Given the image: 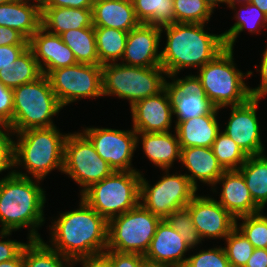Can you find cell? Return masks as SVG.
<instances>
[{
  "instance_id": "cell-1",
  "label": "cell",
  "mask_w": 267,
  "mask_h": 267,
  "mask_svg": "<svg viewBox=\"0 0 267 267\" xmlns=\"http://www.w3.org/2000/svg\"><path fill=\"white\" fill-rule=\"evenodd\" d=\"M77 210L60 214L51 226L52 249L73 260L103 255L108 243V221L82 198Z\"/></svg>"
},
{
  "instance_id": "cell-2",
  "label": "cell",
  "mask_w": 267,
  "mask_h": 267,
  "mask_svg": "<svg viewBox=\"0 0 267 267\" xmlns=\"http://www.w3.org/2000/svg\"><path fill=\"white\" fill-rule=\"evenodd\" d=\"M31 177L19 176L11 170L0 179V237L13 230L30 227L29 240H39L37 232L45 221L43 215L45 191Z\"/></svg>"
},
{
  "instance_id": "cell-3",
  "label": "cell",
  "mask_w": 267,
  "mask_h": 267,
  "mask_svg": "<svg viewBox=\"0 0 267 267\" xmlns=\"http://www.w3.org/2000/svg\"><path fill=\"white\" fill-rule=\"evenodd\" d=\"M205 24L173 23L161 27L166 31L167 42L161 51V67L166 77L175 78L186 67H203L224 48L222 34H209Z\"/></svg>"
},
{
  "instance_id": "cell-4",
  "label": "cell",
  "mask_w": 267,
  "mask_h": 267,
  "mask_svg": "<svg viewBox=\"0 0 267 267\" xmlns=\"http://www.w3.org/2000/svg\"><path fill=\"white\" fill-rule=\"evenodd\" d=\"M233 60V49L225 47L198 69L199 75H188L185 78H189L218 109L242 105L251 98L250 87L243 80L253 72H241Z\"/></svg>"
},
{
  "instance_id": "cell-5",
  "label": "cell",
  "mask_w": 267,
  "mask_h": 267,
  "mask_svg": "<svg viewBox=\"0 0 267 267\" xmlns=\"http://www.w3.org/2000/svg\"><path fill=\"white\" fill-rule=\"evenodd\" d=\"M56 126L49 128H31L17 133L14 141V167L24 166L26 174L13 170L23 177L32 175L36 182L44 180L55 168L63 172L64 143L67 134L62 135Z\"/></svg>"
},
{
  "instance_id": "cell-6",
  "label": "cell",
  "mask_w": 267,
  "mask_h": 267,
  "mask_svg": "<svg viewBox=\"0 0 267 267\" xmlns=\"http://www.w3.org/2000/svg\"><path fill=\"white\" fill-rule=\"evenodd\" d=\"M13 119L9 124L14 134L31 128L55 126L51 120L63 108L51 88L47 75L13 88Z\"/></svg>"
},
{
  "instance_id": "cell-7",
  "label": "cell",
  "mask_w": 267,
  "mask_h": 267,
  "mask_svg": "<svg viewBox=\"0 0 267 267\" xmlns=\"http://www.w3.org/2000/svg\"><path fill=\"white\" fill-rule=\"evenodd\" d=\"M165 70L161 66L134 67L122 63L102 65V94L116 95L129 100L130 107L137 101L161 92L166 86Z\"/></svg>"
},
{
  "instance_id": "cell-8",
  "label": "cell",
  "mask_w": 267,
  "mask_h": 267,
  "mask_svg": "<svg viewBox=\"0 0 267 267\" xmlns=\"http://www.w3.org/2000/svg\"><path fill=\"white\" fill-rule=\"evenodd\" d=\"M141 175L139 171H114L86 189L81 198L109 221L139 204Z\"/></svg>"
},
{
  "instance_id": "cell-9",
  "label": "cell",
  "mask_w": 267,
  "mask_h": 267,
  "mask_svg": "<svg viewBox=\"0 0 267 267\" xmlns=\"http://www.w3.org/2000/svg\"><path fill=\"white\" fill-rule=\"evenodd\" d=\"M161 218L140 203L108 221L106 250L145 255Z\"/></svg>"
},
{
  "instance_id": "cell-10",
  "label": "cell",
  "mask_w": 267,
  "mask_h": 267,
  "mask_svg": "<svg viewBox=\"0 0 267 267\" xmlns=\"http://www.w3.org/2000/svg\"><path fill=\"white\" fill-rule=\"evenodd\" d=\"M113 172V168L97 154L93 144L83 133L67 134L63 173L83 187L81 194Z\"/></svg>"
},
{
  "instance_id": "cell-11",
  "label": "cell",
  "mask_w": 267,
  "mask_h": 267,
  "mask_svg": "<svg viewBox=\"0 0 267 267\" xmlns=\"http://www.w3.org/2000/svg\"><path fill=\"white\" fill-rule=\"evenodd\" d=\"M164 175L156 184L149 185L144 176L140 179L139 203L154 215L166 219L173 211L186 208L197 189L184 174ZM142 200V201H141Z\"/></svg>"
},
{
  "instance_id": "cell-12",
  "label": "cell",
  "mask_w": 267,
  "mask_h": 267,
  "mask_svg": "<svg viewBox=\"0 0 267 267\" xmlns=\"http://www.w3.org/2000/svg\"><path fill=\"white\" fill-rule=\"evenodd\" d=\"M47 77L62 107L81 98L103 96L102 65L77 63L55 69Z\"/></svg>"
},
{
  "instance_id": "cell-13",
  "label": "cell",
  "mask_w": 267,
  "mask_h": 267,
  "mask_svg": "<svg viewBox=\"0 0 267 267\" xmlns=\"http://www.w3.org/2000/svg\"><path fill=\"white\" fill-rule=\"evenodd\" d=\"M83 134L93 144L97 154L108 162L114 171H136L131 167L133 153L137 147V133L134 130L87 127Z\"/></svg>"
},
{
  "instance_id": "cell-14",
  "label": "cell",
  "mask_w": 267,
  "mask_h": 267,
  "mask_svg": "<svg viewBox=\"0 0 267 267\" xmlns=\"http://www.w3.org/2000/svg\"><path fill=\"white\" fill-rule=\"evenodd\" d=\"M258 99L250 98L246 103L231 106V115L224 132L248 156L264 154L257 118Z\"/></svg>"
},
{
  "instance_id": "cell-15",
  "label": "cell",
  "mask_w": 267,
  "mask_h": 267,
  "mask_svg": "<svg viewBox=\"0 0 267 267\" xmlns=\"http://www.w3.org/2000/svg\"><path fill=\"white\" fill-rule=\"evenodd\" d=\"M133 130L136 133L169 132L172 123V100L166 86L156 95L141 99L131 107Z\"/></svg>"
},
{
  "instance_id": "cell-16",
  "label": "cell",
  "mask_w": 267,
  "mask_h": 267,
  "mask_svg": "<svg viewBox=\"0 0 267 267\" xmlns=\"http://www.w3.org/2000/svg\"><path fill=\"white\" fill-rule=\"evenodd\" d=\"M202 240L226 238L236 227V219L214 198L195 195L186 206Z\"/></svg>"
},
{
  "instance_id": "cell-17",
  "label": "cell",
  "mask_w": 267,
  "mask_h": 267,
  "mask_svg": "<svg viewBox=\"0 0 267 267\" xmlns=\"http://www.w3.org/2000/svg\"><path fill=\"white\" fill-rule=\"evenodd\" d=\"M161 33V27L145 23L130 30L122 64L134 67L161 66V52H158Z\"/></svg>"
},
{
  "instance_id": "cell-18",
  "label": "cell",
  "mask_w": 267,
  "mask_h": 267,
  "mask_svg": "<svg viewBox=\"0 0 267 267\" xmlns=\"http://www.w3.org/2000/svg\"><path fill=\"white\" fill-rule=\"evenodd\" d=\"M28 47L32 50L44 75L55 69L77 64L72 50L62 41L60 35L52 34L43 27L31 36Z\"/></svg>"
},
{
  "instance_id": "cell-19",
  "label": "cell",
  "mask_w": 267,
  "mask_h": 267,
  "mask_svg": "<svg viewBox=\"0 0 267 267\" xmlns=\"http://www.w3.org/2000/svg\"><path fill=\"white\" fill-rule=\"evenodd\" d=\"M188 250L191 249L180 234L166 219H161L144 258L151 263L184 267Z\"/></svg>"
},
{
  "instance_id": "cell-20",
  "label": "cell",
  "mask_w": 267,
  "mask_h": 267,
  "mask_svg": "<svg viewBox=\"0 0 267 267\" xmlns=\"http://www.w3.org/2000/svg\"><path fill=\"white\" fill-rule=\"evenodd\" d=\"M168 82L173 114L176 121L192 119L201 115L210 114L216 107L207 96L189 79H172Z\"/></svg>"
},
{
  "instance_id": "cell-21",
  "label": "cell",
  "mask_w": 267,
  "mask_h": 267,
  "mask_svg": "<svg viewBox=\"0 0 267 267\" xmlns=\"http://www.w3.org/2000/svg\"><path fill=\"white\" fill-rule=\"evenodd\" d=\"M219 182H222L223 188L218 202L235 219L261 210L252 199L245 179L238 169L225 170L215 185Z\"/></svg>"
},
{
  "instance_id": "cell-22",
  "label": "cell",
  "mask_w": 267,
  "mask_h": 267,
  "mask_svg": "<svg viewBox=\"0 0 267 267\" xmlns=\"http://www.w3.org/2000/svg\"><path fill=\"white\" fill-rule=\"evenodd\" d=\"M219 109L215 108L210 114L201 115L192 119L175 121L180 148L212 147L220 127L218 123Z\"/></svg>"
},
{
  "instance_id": "cell-23",
  "label": "cell",
  "mask_w": 267,
  "mask_h": 267,
  "mask_svg": "<svg viewBox=\"0 0 267 267\" xmlns=\"http://www.w3.org/2000/svg\"><path fill=\"white\" fill-rule=\"evenodd\" d=\"M180 162L191 173L185 174L192 185L197 188V180L215 186L218 178L224 173L211 147L181 148Z\"/></svg>"
},
{
  "instance_id": "cell-24",
  "label": "cell",
  "mask_w": 267,
  "mask_h": 267,
  "mask_svg": "<svg viewBox=\"0 0 267 267\" xmlns=\"http://www.w3.org/2000/svg\"><path fill=\"white\" fill-rule=\"evenodd\" d=\"M36 2L31 5L30 0H12L0 4V26L15 29L29 40L41 27V0Z\"/></svg>"
},
{
  "instance_id": "cell-25",
  "label": "cell",
  "mask_w": 267,
  "mask_h": 267,
  "mask_svg": "<svg viewBox=\"0 0 267 267\" xmlns=\"http://www.w3.org/2000/svg\"><path fill=\"white\" fill-rule=\"evenodd\" d=\"M92 17L94 27L115 28L126 32L140 24L132 0H95Z\"/></svg>"
},
{
  "instance_id": "cell-26",
  "label": "cell",
  "mask_w": 267,
  "mask_h": 267,
  "mask_svg": "<svg viewBox=\"0 0 267 267\" xmlns=\"http://www.w3.org/2000/svg\"><path fill=\"white\" fill-rule=\"evenodd\" d=\"M141 135V136H140ZM142 138V147L146 157L163 171L171 168L175 160L180 161L181 148L177 133H137Z\"/></svg>"
},
{
  "instance_id": "cell-27",
  "label": "cell",
  "mask_w": 267,
  "mask_h": 267,
  "mask_svg": "<svg viewBox=\"0 0 267 267\" xmlns=\"http://www.w3.org/2000/svg\"><path fill=\"white\" fill-rule=\"evenodd\" d=\"M41 27L60 35L71 29L93 26L92 8L41 7Z\"/></svg>"
},
{
  "instance_id": "cell-28",
  "label": "cell",
  "mask_w": 267,
  "mask_h": 267,
  "mask_svg": "<svg viewBox=\"0 0 267 267\" xmlns=\"http://www.w3.org/2000/svg\"><path fill=\"white\" fill-rule=\"evenodd\" d=\"M43 75L32 50L27 47L15 62L0 70V82L9 88L37 80Z\"/></svg>"
},
{
  "instance_id": "cell-29",
  "label": "cell",
  "mask_w": 267,
  "mask_h": 267,
  "mask_svg": "<svg viewBox=\"0 0 267 267\" xmlns=\"http://www.w3.org/2000/svg\"><path fill=\"white\" fill-rule=\"evenodd\" d=\"M238 170L243 175L255 204L263 209L267 204V156H248Z\"/></svg>"
},
{
  "instance_id": "cell-30",
  "label": "cell",
  "mask_w": 267,
  "mask_h": 267,
  "mask_svg": "<svg viewBox=\"0 0 267 267\" xmlns=\"http://www.w3.org/2000/svg\"><path fill=\"white\" fill-rule=\"evenodd\" d=\"M62 41L72 50L77 63L100 65L94 26L71 29L60 34Z\"/></svg>"
},
{
  "instance_id": "cell-31",
  "label": "cell",
  "mask_w": 267,
  "mask_h": 267,
  "mask_svg": "<svg viewBox=\"0 0 267 267\" xmlns=\"http://www.w3.org/2000/svg\"><path fill=\"white\" fill-rule=\"evenodd\" d=\"M94 30L100 65L122 59L128 32L106 27H94Z\"/></svg>"
},
{
  "instance_id": "cell-32",
  "label": "cell",
  "mask_w": 267,
  "mask_h": 267,
  "mask_svg": "<svg viewBox=\"0 0 267 267\" xmlns=\"http://www.w3.org/2000/svg\"><path fill=\"white\" fill-rule=\"evenodd\" d=\"M73 263V259L61 255L43 239L28 240L24 246V267H73Z\"/></svg>"
},
{
  "instance_id": "cell-33",
  "label": "cell",
  "mask_w": 267,
  "mask_h": 267,
  "mask_svg": "<svg viewBox=\"0 0 267 267\" xmlns=\"http://www.w3.org/2000/svg\"><path fill=\"white\" fill-rule=\"evenodd\" d=\"M239 10V13H237L235 17L237 22H235V24L231 26L228 31L221 33L226 48H234L233 46L235 40L237 39L239 33H241L244 29L248 28L249 32H258V34L261 28L266 26L267 29V15L254 4L251 2L243 4V7H241Z\"/></svg>"
},
{
  "instance_id": "cell-34",
  "label": "cell",
  "mask_w": 267,
  "mask_h": 267,
  "mask_svg": "<svg viewBox=\"0 0 267 267\" xmlns=\"http://www.w3.org/2000/svg\"><path fill=\"white\" fill-rule=\"evenodd\" d=\"M140 23L165 26L175 23L173 0H132Z\"/></svg>"
},
{
  "instance_id": "cell-35",
  "label": "cell",
  "mask_w": 267,
  "mask_h": 267,
  "mask_svg": "<svg viewBox=\"0 0 267 267\" xmlns=\"http://www.w3.org/2000/svg\"><path fill=\"white\" fill-rule=\"evenodd\" d=\"M211 148L224 170H237L248 158V155L222 131L218 133Z\"/></svg>"
},
{
  "instance_id": "cell-36",
  "label": "cell",
  "mask_w": 267,
  "mask_h": 267,
  "mask_svg": "<svg viewBox=\"0 0 267 267\" xmlns=\"http://www.w3.org/2000/svg\"><path fill=\"white\" fill-rule=\"evenodd\" d=\"M175 23L205 24L213 11L202 0H173Z\"/></svg>"
},
{
  "instance_id": "cell-37",
  "label": "cell",
  "mask_w": 267,
  "mask_h": 267,
  "mask_svg": "<svg viewBox=\"0 0 267 267\" xmlns=\"http://www.w3.org/2000/svg\"><path fill=\"white\" fill-rule=\"evenodd\" d=\"M227 247H223L231 267H245L253 254L254 247L235 227L225 238Z\"/></svg>"
},
{
  "instance_id": "cell-38",
  "label": "cell",
  "mask_w": 267,
  "mask_h": 267,
  "mask_svg": "<svg viewBox=\"0 0 267 267\" xmlns=\"http://www.w3.org/2000/svg\"><path fill=\"white\" fill-rule=\"evenodd\" d=\"M261 209L258 213L239 217L242 224L236 219V228L248 239L254 248L267 249V223L266 216L262 215Z\"/></svg>"
},
{
  "instance_id": "cell-39",
  "label": "cell",
  "mask_w": 267,
  "mask_h": 267,
  "mask_svg": "<svg viewBox=\"0 0 267 267\" xmlns=\"http://www.w3.org/2000/svg\"><path fill=\"white\" fill-rule=\"evenodd\" d=\"M166 220L185 240L190 249L201 243L202 238L193 224L191 213L187 208L173 211Z\"/></svg>"
},
{
  "instance_id": "cell-40",
  "label": "cell",
  "mask_w": 267,
  "mask_h": 267,
  "mask_svg": "<svg viewBox=\"0 0 267 267\" xmlns=\"http://www.w3.org/2000/svg\"><path fill=\"white\" fill-rule=\"evenodd\" d=\"M184 267H231L224 248L216 247L200 250L199 253L187 258Z\"/></svg>"
},
{
  "instance_id": "cell-41",
  "label": "cell",
  "mask_w": 267,
  "mask_h": 267,
  "mask_svg": "<svg viewBox=\"0 0 267 267\" xmlns=\"http://www.w3.org/2000/svg\"><path fill=\"white\" fill-rule=\"evenodd\" d=\"M12 133L8 124L0 123V173L14 167V141L10 138Z\"/></svg>"
},
{
  "instance_id": "cell-42",
  "label": "cell",
  "mask_w": 267,
  "mask_h": 267,
  "mask_svg": "<svg viewBox=\"0 0 267 267\" xmlns=\"http://www.w3.org/2000/svg\"><path fill=\"white\" fill-rule=\"evenodd\" d=\"M103 255L109 260L112 267H144V255L138 253H119L105 250Z\"/></svg>"
},
{
  "instance_id": "cell-43",
  "label": "cell",
  "mask_w": 267,
  "mask_h": 267,
  "mask_svg": "<svg viewBox=\"0 0 267 267\" xmlns=\"http://www.w3.org/2000/svg\"><path fill=\"white\" fill-rule=\"evenodd\" d=\"M13 89L0 82V123L10 124L13 119Z\"/></svg>"
},
{
  "instance_id": "cell-44",
  "label": "cell",
  "mask_w": 267,
  "mask_h": 267,
  "mask_svg": "<svg viewBox=\"0 0 267 267\" xmlns=\"http://www.w3.org/2000/svg\"><path fill=\"white\" fill-rule=\"evenodd\" d=\"M28 45L0 46V70L16 61Z\"/></svg>"
},
{
  "instance_id": "cell-45",
  "label": "cell",
  "mask_w": 267,
  "mask_h": 267,
  "mask_svg": "<svg viewBox=\"0 0 267 267\" xmlns=\"http://www.w3.org/2000/svg\"><path fill=\"white\" fill-rule=\"evenodd\" d=\"M26 243L16 240H0V263L14 259L22 250Z\"/></svg>"
},
{
  "instance_id": "cell-46",
  "label": "cell",
  "mask_w": 267,
  "mask_h": 267,
  "mask_svg": "<svg viewBox=\"0 0 267 267\" xmlns=\"http://www.w3.org/2000/svg\"><path fill=\"white\" fill-rule=\"evenodd\" d=\"M28 45V40L17 30L0 26V46Z\"/></svg>"
},
{
  "instance_id": "cell-47",
  "label": "cell",
  "mask_w": 267,
  "mask_h": 267,
  "mask_svg": "<svg viewBox=\"0 0 267 267\" xmlns=\"http://www.w3.org/2000/svg\"><path fill=\"white\" fill-rule=\"evenodd\" d=\"M260 75H261V83L260 86L256 88H250V95L253 99L260 100L262 97L267 95V47L263 52L261 65H260Z\"/></svg>"
},
{
  "instance_id": "cell-48",
  "label": "cell",
  "mask_w": 267,
  "mask_h": 267,
  "mask_svg": "<svg viewBox=\"0 0 267 267\" xmlns=\"http://www.w3.org/2000/svg\"><path fill=\"white\" fill-rule=\"evenodd\" d=\"M95 0H41V7L92 8Z\"/></svg>"
},
{
  "instance_id": "cell-49",
  "label": "cell",
  "mask_w": 267,
  "mask_h": 267,
  "mask_svg": "<svg viewBox=\"0 0 267 267\" xmlns=\"http://www.w3.org/2000/svg\"><path fill=\"white\" fill-rule=\"evenodd\" d=\"M78 262H81L83 267H112L111 263L104 255L78 258L74 260V265Z\"/></svg>"
},
{
  "instance_id": "cell-50",
  "label": "cell",
  "mask_w": 267,
  "mask_h": 267,
  "mask_svg": "<svg viewBox=\"0 0 267 267\" xmlns=\"http://www.w3.org/2000/svg\"><path fill=\"white\" fill-rule=\"evenodd\" d=\"M245 267H267V249L255 248Z\"/></svg>"
},
{
  "instance_id": "cell-51",
  "label": "cell",
  "mask_w": 267,
  "mask_h": 267,
  "mask_svg": "<svg viewBox=\"0 0 267 267\" xmlns=\"http://www.w3.org/2000/svg\"><path fill=\"white\" fill-rule=\"evenodd\" d=\"M0 267H24V247L14 259L1 262Z\"/></svg>"
},
{
  "instance_id": "cell-52",
  "label": "cell",
  "mask_w": 267,
  "mask_h": 267,
  "mask_svg": "<svg viewBox=\"0 0 267 267\" xmlns=\"http://www.w3.org/2000/svg\"><path fill=\"white\" fill-rule=\"evenodd\" d=\"M250 2L267 15V0H250Z\"/></svg>"
},
{
  "instance_id": "cell-53",
  "label": "cell",
  "mask_w": 267,
  "mask_h": 267,
  "mask_svg": "<svg viewBox=\"0 0 267 267\" xmlns=\"http://www.w3.org/2000/svg\"><path fill=\"white\" fill-rule=\"evenodd\" d=\"M202 1H204L212 11L216 6H218V3L226 4V0H202Z\"/></svg>"
},
{
  "instance_id": "cell-54",
  "label": "cell",
  "mask_w": 267,
  "mask_h": 267,
  "mask_svg": "<svg viewBox=\"0 0 267 267\" xmlns=\"http://www.w3.org/2000/svg\"><path fill=\"white\" fill-rule=\"evenodd\" d=\"M243 2V3H241ZM250 0H226V4L231 8V9H235L236 7V3H241V4H246L249 3Z\"/></svg>"
},
{
  "instance_id": "cell-55",
  "label": "cell",
  "mask_w": 267,
  "mask_h": 267,
  "mask_svg": "<svg viewBox=\"0 0 267 267\" xmlns=\"http://www.w3.org/2000/svg\"><path fill=\"white\" fill-rule=\"evenodd\" d=\"M144 267H174V266L165 265V264H156V263L145 261Z\"/></svg>"
},
{
  "instance_id": "cell-56",
  "label": "cell",
  "mask_w": 267,
  "mask_h": 267,
  "mask_svg": "<svg viewBox=\"0 0 267 267\" xmlns=\"http://www.w3.org/2000/svg\"><path fill=\"white\" fill-rule=\"evenodd\" d=\"M12 0H0V4H5V3H9L11 2Z\"/></svg>"
}]
</instances>
